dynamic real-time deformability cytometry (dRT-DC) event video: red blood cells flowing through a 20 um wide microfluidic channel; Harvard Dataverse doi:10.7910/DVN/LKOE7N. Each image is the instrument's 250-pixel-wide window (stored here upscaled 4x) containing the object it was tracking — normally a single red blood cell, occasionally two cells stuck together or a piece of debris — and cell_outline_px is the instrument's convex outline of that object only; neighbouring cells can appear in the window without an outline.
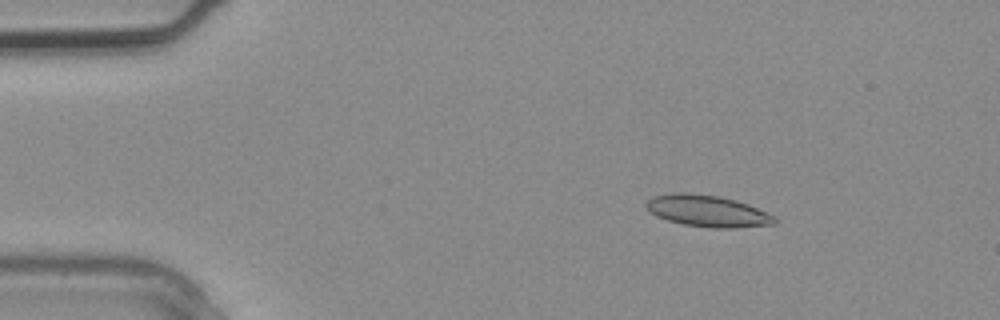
{"species": "common noctule bat (a hibernating species)", "species_latin": "Nyctalus noctula", "temperature_condition": "warm", "stored_images_in_passage": 2, "camera_frame_rate_fps": 3000, "um_per_image_px": 0.085, "animal": {"sex": "male", "body_mass_g": 20.4}, "frame": {"image": 1, "passage_image": 1, "time_ms": 0.0, "image_size_px": [1000, 320], "cell_outline_px": [[776, 224], [736, 228], [712, 228], [684, 224], [668, 220], [656, 216], [644, 204], [652, 196], [672, 192], [688, 192], [720, 196], [736, 200], [748, 204], [776, 216]], "centroid_in_image_um": [60.15, 17.92], "position_along_channel_um": 24.8, "area_um2": 23.81}}